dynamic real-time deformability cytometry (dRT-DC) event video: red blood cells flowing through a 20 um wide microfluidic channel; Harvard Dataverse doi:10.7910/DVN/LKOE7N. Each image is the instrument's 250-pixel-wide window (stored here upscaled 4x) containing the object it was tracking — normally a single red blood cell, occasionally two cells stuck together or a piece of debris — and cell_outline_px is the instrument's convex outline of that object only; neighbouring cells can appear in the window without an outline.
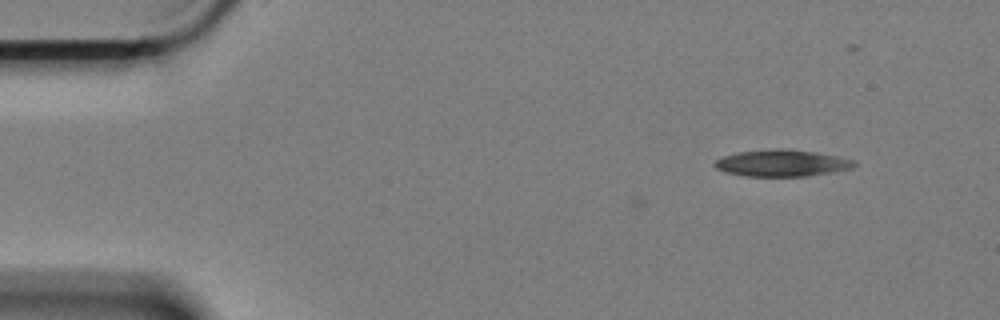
{"species": "Egyptian fruit bat (a non-hibernating species)", "species_latin": "Rousettus aegyptiacus", "temperature_condition": "cold", "stored_images_in_passage": 2, "camera_frame_rate_fps": 3000, "um_per_image_px": 0.085, "animal": {"sex": "female"}, "frame": {"image": 1, "passage_image": 2, "time_ms": 0.333, "image_size_px": [1000, 320], "cell_outline_px": [[856, 164], [852, 168], [832, 172], [804, 176], [748, 176], [724, 172], [716, 168], [712, 164], [716, 160], [724, 156], [736, 152], [776, 148], [788, 148], [836, 156], [856, 160]], "centroid_in_image_um": [66.43, 13.86], "position_along_channel_um": 18.6, "area_um2": 21.68}}